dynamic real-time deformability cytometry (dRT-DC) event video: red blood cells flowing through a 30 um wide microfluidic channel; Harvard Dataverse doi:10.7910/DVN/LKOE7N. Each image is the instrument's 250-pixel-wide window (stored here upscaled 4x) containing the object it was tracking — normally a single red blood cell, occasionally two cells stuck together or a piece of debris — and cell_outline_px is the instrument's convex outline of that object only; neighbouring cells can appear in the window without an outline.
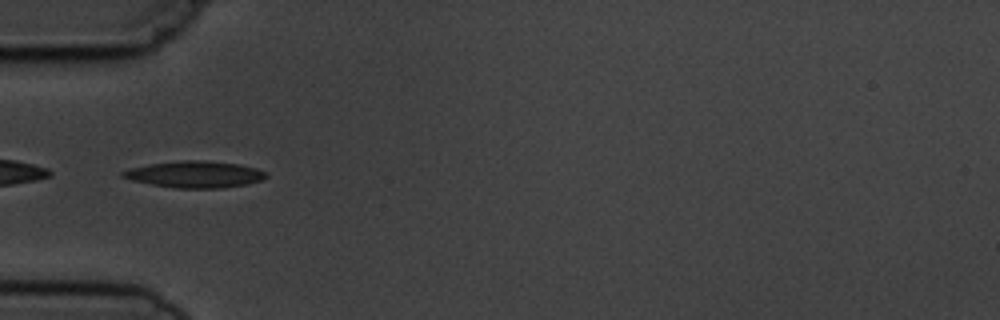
{"species": "common noctule bat (a hibernating species)", "species_latin": "Nyctalus noctula", "temperature_condition": "cold", "stored_images_in_passage": 7, "camera_frame_rate_fps": 3000, "um_per_image_px": 0.085, "animal": {"sex": "male", "body_mass_g": 19.5, "forearm_length_mm": 54.6}, "frame": {"image": 1, "passage_image": 5, "time_ms": 4.333, "image_size_px": [1000, 320], "cell_outline_px": [[268, 176], [264, 180], [248, 184], [220, 188], [176, 188], [152, 184], [132, 180], [120, 176], [120, 172], [128, 168], [148, 164], [180, 160], [204, 160], [240, 164], [256, 168], [268, 172]], "centroid_in_image_um": [16.59, 14.81], "position_along_channel_um": 68.4, "area_um2": 22.48}}
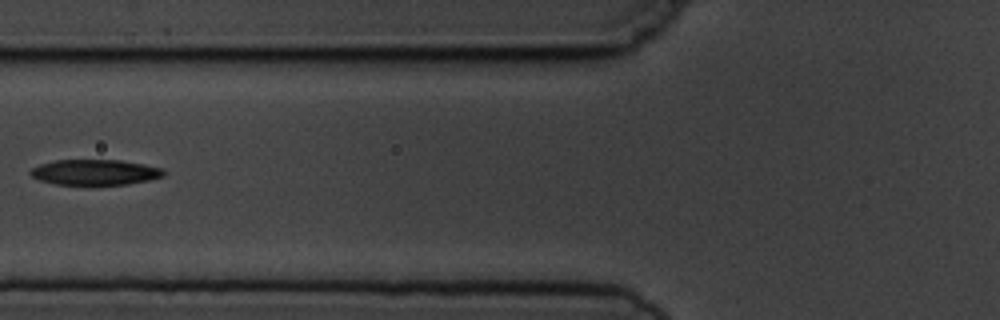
{"frame": {"image": 2, "passage_image": 6, "time_ms": 5.667, "image_size_px": [1000, 320], "cell_outline_px": [[164, 176], [152, 180], [128, 184], [92, 188], [88, 188], [56, 184], [40, 180], [32, 176], [28, 172], [32, 168], [40, 164], [56, 160], [120, 160], [144, 164], [160, 168], [164, 172]], "centroid_in_image_um": [8.06, 14.69], "position_along_channel_um": 117.7, "area_um2": 20.75}}
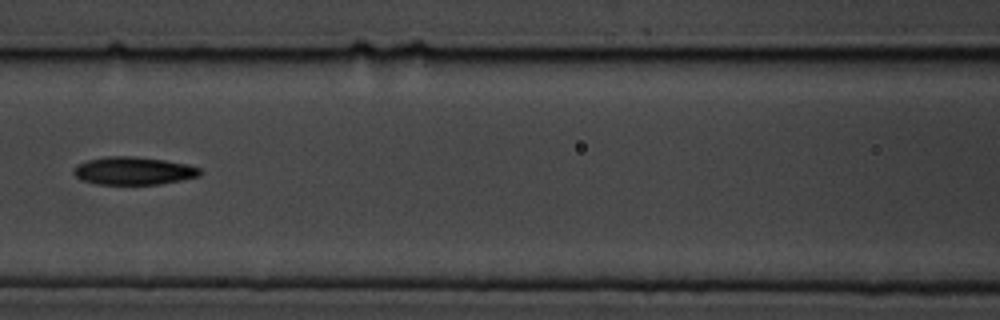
{"frame": {"image": 3, "passage_image": 7, "time_ms": 6.667, "image_size_px": [1000, 320], "cell_outline_px": [[204, 172], [200, 176], [160, 184], [96, 184], [80, 180], [72, 172], [72, 168], [76, 164], [88, 160], [108, 156], [132, 156], [164, 160], [188, 164], [200, 168]], "centroid_in_image_um": [11.34, 14.52], "position_along_channel_um": 155.3, "area_um2": 20.69}}